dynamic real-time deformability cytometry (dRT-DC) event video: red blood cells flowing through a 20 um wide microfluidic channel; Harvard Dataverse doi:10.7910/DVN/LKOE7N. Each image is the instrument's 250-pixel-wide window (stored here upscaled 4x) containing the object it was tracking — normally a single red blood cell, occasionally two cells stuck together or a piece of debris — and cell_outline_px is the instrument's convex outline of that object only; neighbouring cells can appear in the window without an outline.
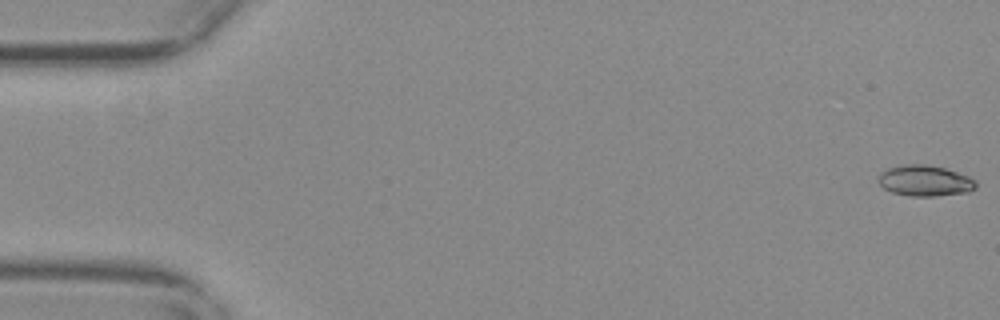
{"species": "common noctule bat (a hibernating species)", "species_latin": "Nyctalus noctula", "temperature_condition": "warm", "stored_images_in_passage": 17, "camera_frame_rate_fps": 3000, "um_per_image_px": 0.085, "animal": {"sex": "female", "body_mass_g": 29.2, "forearm_length_mm": 56.3}, "frame": {"image": 1, "passage_image": 1, "time_ms": 0.0, "image_size_px": [1000, 320], "cell_outline_px": [[976, 188], [968, 192], [936, 196], [908, 196], [892, 192], [884, 188], [876, 180], [880, 172], [888, 168], [904, 164], [924, 164], [944, 168], [968, 176], [976, 180]], "centroid_in_image_um": [78.59, 15.36], "position_along_channel_um": 6.4, "area_um2": 17.63}}
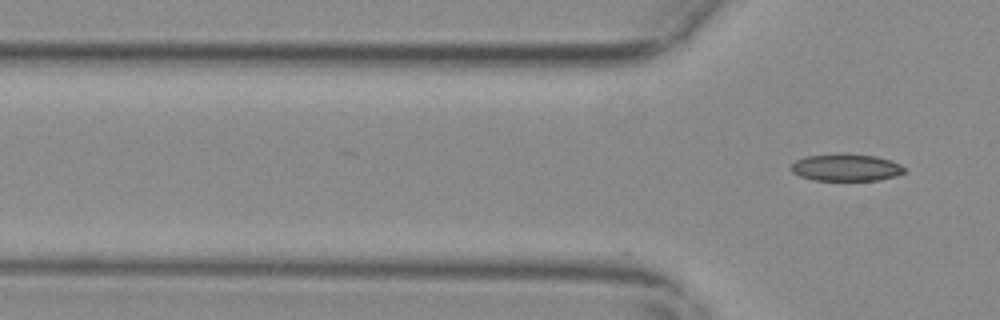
{"frame": {"image": 2, "passage_image": 17, "time_ms": 5.333, "image_size_px": [1000, 320], "cell_outline_px": [[904, 172], [896, 176], [880, 180], [812, 180], [800, 176], [792, 172], [792, 164], [796, 160], [804, 156], [844, 152], [876, 156], [900, 164], [904, 168]], "centroid_in_image_um": [71.89, 14.22], "position_along_channel_um": 53.9, "area_um2": 18.09}}